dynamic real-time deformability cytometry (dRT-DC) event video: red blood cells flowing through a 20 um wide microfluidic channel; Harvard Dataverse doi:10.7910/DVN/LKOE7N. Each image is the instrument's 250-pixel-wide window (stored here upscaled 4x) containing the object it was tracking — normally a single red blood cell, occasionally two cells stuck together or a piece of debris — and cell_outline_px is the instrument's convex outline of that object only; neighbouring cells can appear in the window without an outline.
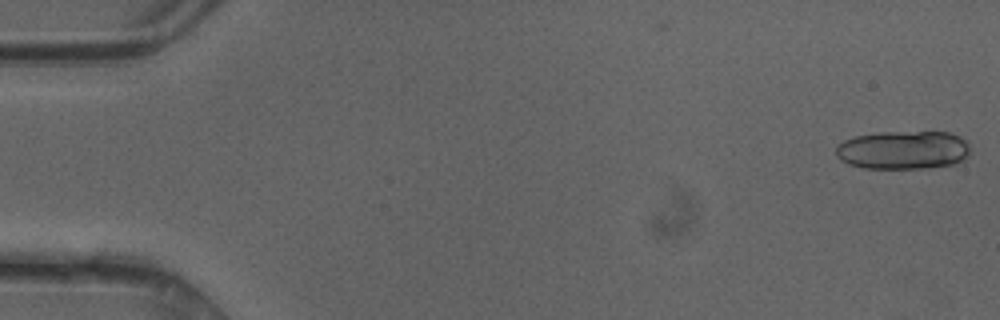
{"species": "common noctule bat (a hibernating species)", "species_latin": "Nyctalus noctula", "temperature_condition": "cold", "stored_images_in_passage": 2, "camera_frame_rate_fps": 3000, "um_per_image_px": 0.085, "animal": {"sex": "female"}, "frame": {"image": 1, "passage_image": 2, "time_ms": 0.333, "image_size_px": [1000, 320], "cell_outline_px": [[968, 156], [964, 160], [956, 164], [928, 168], [864, 168], [848, 164], [840, 160], [836, 156], [836, 148], [844, 140], [856, 136], [880, 132], [948, 132], [960, 136], [968, 140]], "centroid_in_image_um": [76.8, 12.75], "position_along_channel_um": 8.2, "area_um2": 30.35}}